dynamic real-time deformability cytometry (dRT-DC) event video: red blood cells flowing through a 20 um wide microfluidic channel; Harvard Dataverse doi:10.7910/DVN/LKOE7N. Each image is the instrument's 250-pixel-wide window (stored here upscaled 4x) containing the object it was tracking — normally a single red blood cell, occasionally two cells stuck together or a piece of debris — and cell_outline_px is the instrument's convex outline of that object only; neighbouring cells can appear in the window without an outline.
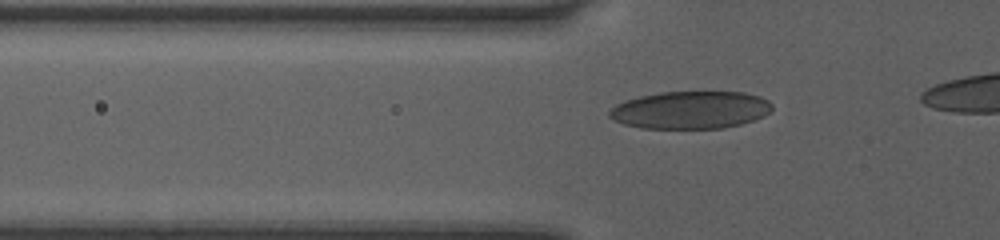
{"species": "human", "species_latin": "Homo sapiens", "temperature_condition": "room temperature", "stored_images_in_passage": 33, "camera_frame_rate_fps": 3000, "um_per_image_px": 0.085, "donor": {"sex": "female"}, "frame": {"image": 1, "passage_image": 6, "time_ms": 1.667, "image_size_px": [1000, 240], "cell_outline_px": [[772, 108], [764, 116], [740, 124], [724, 128], [640, 128], [624, 124], [608, 116], [608, 112], [616, 104], [624, 100], [640, 96], [660, 92], [744, 92], [760, 96], [768, 100], [772, 104]], "centroid_in_image_um": [58.68, 9.34], "position_along_channel_um": 67.1, "area_um2": 35.6}}
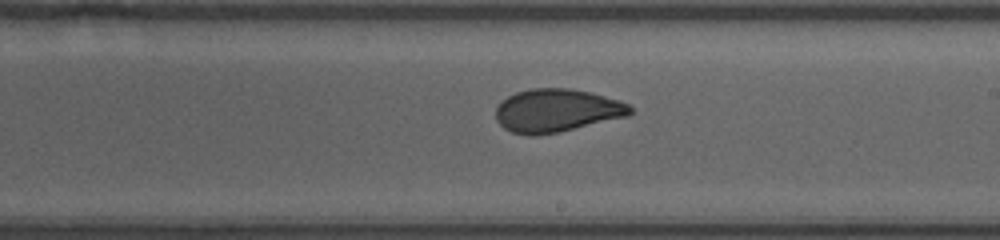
{"frame": {"image": 2, "passage_image": 19, "time_ms": 6.0, "image_size_px": [1000, 240], "cell_outline_px": [[632, 112], [628, 116], [560, 132], [532, 136], [512, 132], [504, 128], [496, 120], [496, 108], [500, 100], [516, 92], [532, 88], [568, 88], [588, 92], [620, 100], [628, 104], [632, 108]], "centroid_in_image_um": [47.3, 9.4], "position_along_channel_um": 241.7, "area_um2": 33.81}}
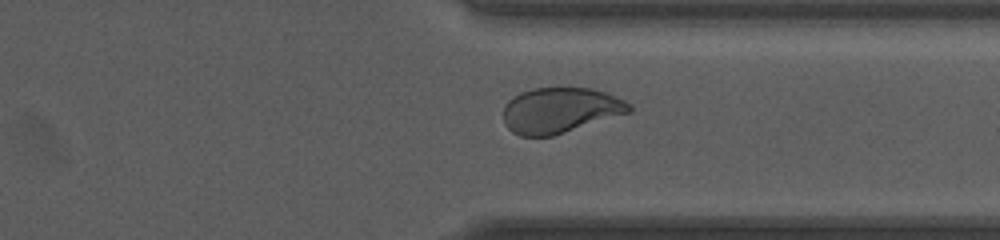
{"frame": {"image": 3, "passage_image": 28, "time_ms": 9.0, "image_size_px": [1000, 240], "cell_outline_px": [[632, 112], [552, 136], [520, 136], [512, 132], [504, 124], [504, 104], [508, 100], [520, 92], [532, 88], [592, 88], [604, 92], [624, 100], [632, 104]], "centroid_in_image_um": [47.61, 9.37], "position_along_channel_um": 363.8, "area_um2": 33.47}}